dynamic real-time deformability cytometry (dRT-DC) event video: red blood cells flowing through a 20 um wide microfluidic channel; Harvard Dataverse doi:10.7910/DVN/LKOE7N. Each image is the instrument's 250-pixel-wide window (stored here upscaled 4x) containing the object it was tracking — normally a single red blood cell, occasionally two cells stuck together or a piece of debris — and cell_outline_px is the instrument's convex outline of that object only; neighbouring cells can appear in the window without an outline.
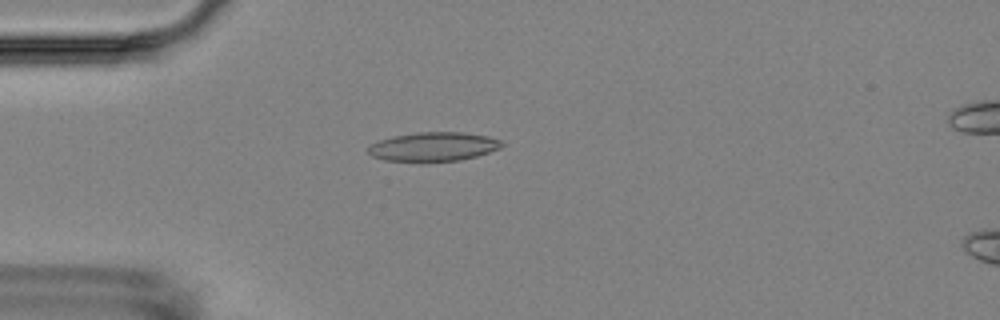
{"species": "Egyptian fruit bat (a non-hibernating species)", "species_latin": "Rousettus aegyptiacus", "temperature_condition": "room temperature", "stored_images_in_passage": 5, "camera_frame_rate_fps": 3000, "um_per_image_px": 0.085, "animal": {"sex": "female"}, "frame": {"image": 1, "passage_image": 4, "time_ms": 4.0, "image_size_px": [1000, 320], "cell_outline_px": [[504, 144], [500, 148], [476, 156], [460, 160], [384, 160], [372, 156], [368, 152], [368, 148], [372, 144], [380, 140], [392, 136], [416, 132], [464, 132], [488, 136], [500, 140]], "centroid_in_image_um": [36.86, 12.44], "position_along_channel_um": 48.1, "area_um2": 22.14}}